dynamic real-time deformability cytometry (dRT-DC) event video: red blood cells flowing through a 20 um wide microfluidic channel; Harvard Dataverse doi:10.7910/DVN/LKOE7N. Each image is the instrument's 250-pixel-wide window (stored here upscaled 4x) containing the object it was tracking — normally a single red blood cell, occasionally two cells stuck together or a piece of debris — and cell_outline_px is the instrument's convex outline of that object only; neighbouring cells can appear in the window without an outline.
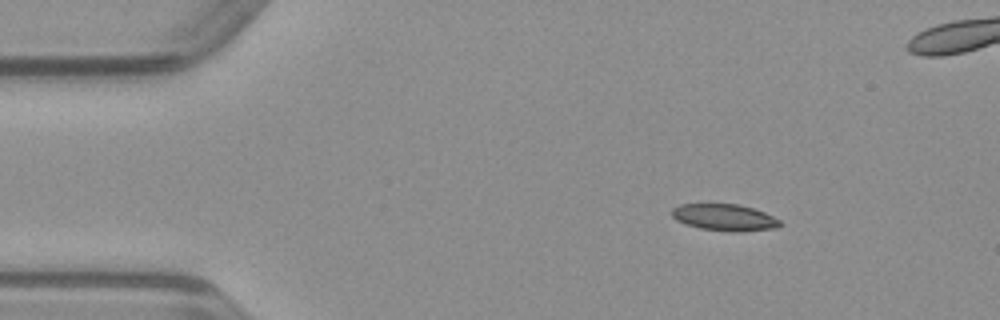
{"species": "common noctule bat (a hibernating species)", "species_latin": "Nyctalus noctula", "temperature_condition": "warm", "stored_images_in_passage": 44, "camera_frame_rate_fps": 3000, "um_per_image_px": 0.085, "animal": {"sex": "male", "body_mass_g": 23.1, "forearm_length_mm": 52.7}, "frame": {"image": 1, "passage_image": 1, "time_ms": 0.0, "image_size_px": [1000, 320], "cell_outline_px": [[784, 224], [776, 228], [740, 232], [732, 232], [700, 228], [684, 224], [676, 220], [672, 216], [672, 208], [680, 204], [736, 204], [752, 208], [764, 212], [780, 220]], "centroid_in_image_um": [61.59, 18.49], "position_along_channel_um": 23.4, "area_um2": 16.88}}
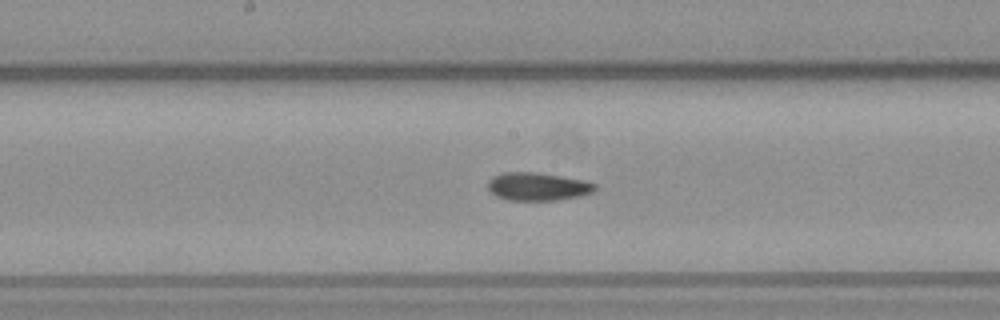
{"frame": {"image": 2, "passage_image": 19, "time_ms": 6.0, "image_size_px": [1000, 320], "cell_outline_px": [[596, 188], [592, 192], [580, 196], [556, 200], [508, 200], [496, 196], [488, 188], [488, 180], [492, 176], [504, 172], [536, 172], [584, 180], [596, 184]], "centroid_in_image_um": [45.69, 15.85], "position_along_channel_um": 202.5, "area_um2": 17.46}}
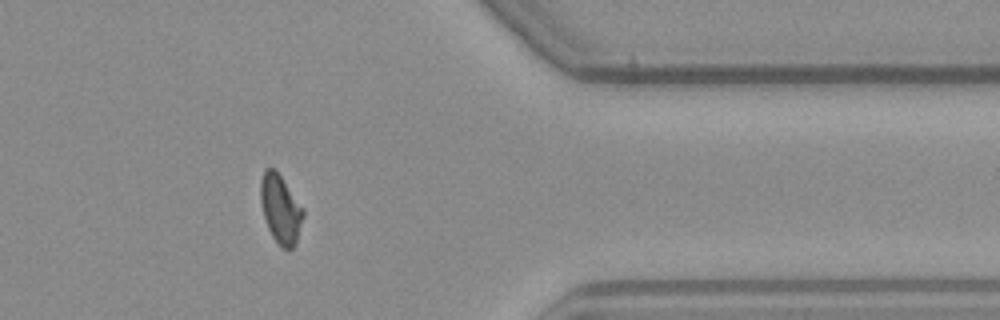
{"frame": {"image": 3, "passage_image": 34, "time_ms": 11.0, "image_size_px": [1000, 320], "cell_outline_px": [[304, 216], [296, 244], [292, 248], [280, 248], [272, 236], [268, 228], [264, 216], [260, 200], [260, 180], [264, 168], [276, 168], [304, 208]], "centroid_in_image_um": [23.85, 17.74], "position_along_channel_um": 387.6, "area_um2": 17.4}}